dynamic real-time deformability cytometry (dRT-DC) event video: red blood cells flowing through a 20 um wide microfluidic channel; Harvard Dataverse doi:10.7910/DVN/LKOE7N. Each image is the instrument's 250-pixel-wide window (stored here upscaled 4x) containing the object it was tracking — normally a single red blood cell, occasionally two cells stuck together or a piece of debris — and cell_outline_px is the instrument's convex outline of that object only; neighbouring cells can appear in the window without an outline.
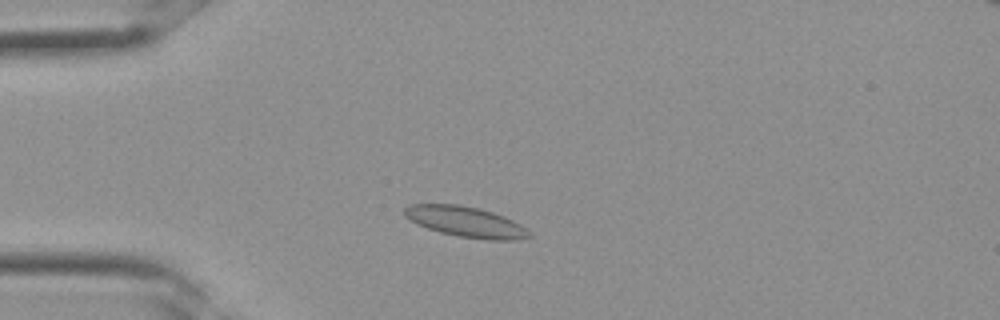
{"species": "Egyptian fruit bat (a non-hibernating species)", "species_latin": "Rousettus aegyptiacus", "temperature_condition": "room temperature", "stored_images_in_passage": 31, "camera_frame_rate_fps": 3000, "um_per_image_px": 0.085, "frame": {"image": 1, "passage_image": 6, "time_ms": 1.667, "image_size_px": [1000, 320], "cell_outline_px": [[532, 236], [512, 240], [488, 240], [460, 236], [440, 232], [428, 228], [404, 216], [404, 208], [408, 204], [460, 204], [480, 208], [504, 216], [520, 224], [532, 232]], "centroid_in_image_um": [39.62, 18.84], "position_along_channel_um": 45.4, "area_um2": 22.08}}
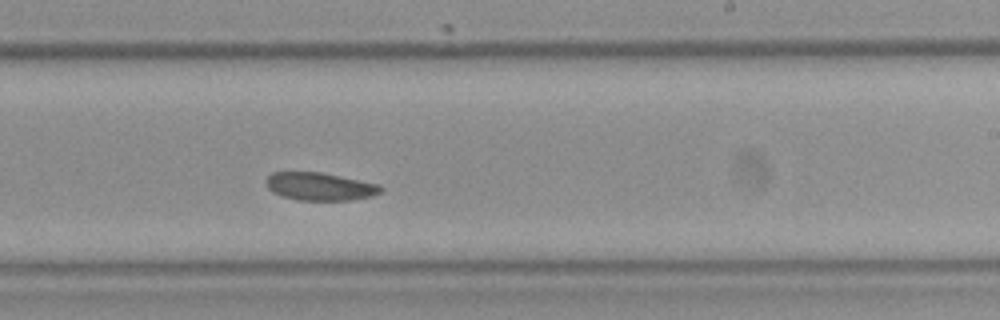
{"frame": {"image": 2, "passage_image": 18, "time_ms": 5.667, "image_size_px": [1000, 320], "cell_outline_px": [[384, 188], [380, 192], [372, 196], [352, 200], [296, 200], [272, 192], [268, 188], [264, 180], [272, 172], [324, 172], [380, 184]], "centroid_in_image_um": [27.2, 15.84], "position_along_channel_um": 261.8, "area_um2": 18.84}}
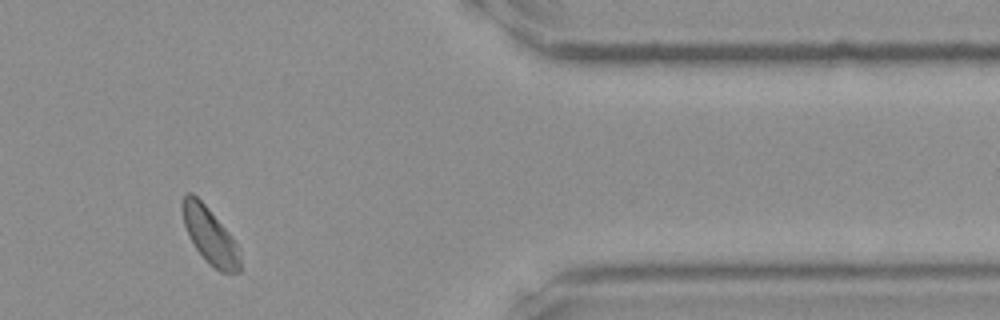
{"frame": {"image": 3, "passage_image": 26, "time_ms": 8.333, "image_size_px": [1000, 320], "cell_outline_px": [[240, 272], [220, 272], [204, 260], [188, 236], [184, 224], [180, 208], [184, 192], [192, 192], [208, 208], [228, 232], [236, 244], [240, 260]], "centroid_in_image_um": [17.78, 20.0], "position_along_channel_um": 393.6, "area_um2": 18.79}}